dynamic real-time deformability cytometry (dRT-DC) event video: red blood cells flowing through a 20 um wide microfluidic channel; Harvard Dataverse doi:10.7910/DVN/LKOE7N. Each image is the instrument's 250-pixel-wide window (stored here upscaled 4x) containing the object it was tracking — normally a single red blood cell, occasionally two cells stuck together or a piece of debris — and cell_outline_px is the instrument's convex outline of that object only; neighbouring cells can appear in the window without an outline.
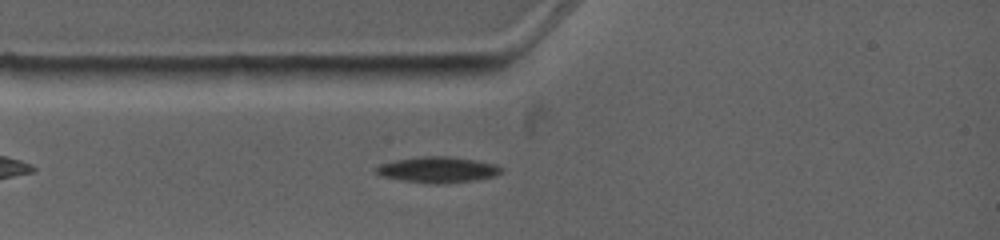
{"species": "common noctule bat (a hibernating species)", "species_latin": "Nyctalus noctula", "temperature_condition": "warm", "stored_images_in_passage": 3, "camera_frame_rate_fps": 4500, "um_per_image_px": 0.085, "animal": {"sex": "female", "body_mass_g": 19.0, "forearm_length_mm": 53.3}, "frame": {"image": 1, "passage_image": 3, "time_ms": 1.778, "image_size_px": [1000, 240], "cell_outline_px": [[504, 168], [500, 172], [492, 176], [476, 180], [444, 184], [436, 184], [400, 180], [380, 176], [372, 168], [380, 164], [396, 160], [424, 156], [448, 156], [476, 160], [496, 164]], "centroid_in_image_um": [37.18, 14.43], "position_along_channel_um": 47.8, "area_um2": 18.96}}